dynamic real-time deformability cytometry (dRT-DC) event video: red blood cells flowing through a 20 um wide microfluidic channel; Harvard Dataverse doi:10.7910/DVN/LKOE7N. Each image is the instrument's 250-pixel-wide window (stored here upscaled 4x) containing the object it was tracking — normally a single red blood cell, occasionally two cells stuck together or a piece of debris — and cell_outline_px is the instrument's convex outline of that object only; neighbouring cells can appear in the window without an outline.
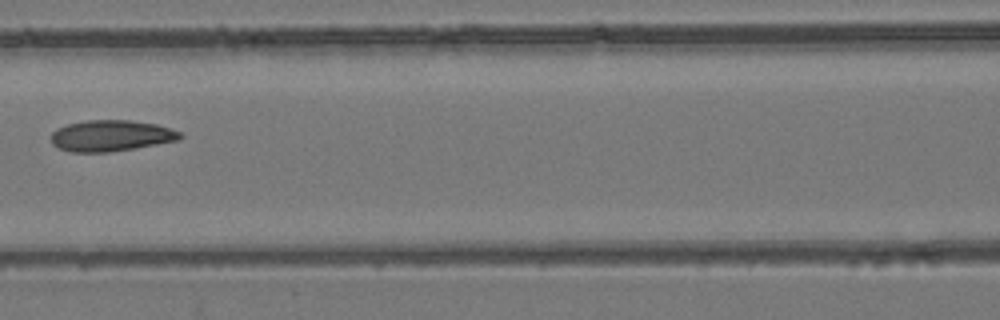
{"species": "common noctule bat (a hibernating species)", "species_latin": "Nyctalus noctula", "temperature_condition": "room temperature", "stored_images_in_passage": 5, "camera_frame_rate_fps": 3000, "um_per_image_px": 0.085, "animal": {"sex": "female", "body_mass_g": 24.6, "forearm_length_mm": 56.2}, "frame": {"image": 1, "passage_image": 5, "time_ms": 4.667, "image_size_px": [1000, 320], "cell_outline_px": [[184, 136], [180, 140], [108, 152], [72, 152], [60, 148], [52, 144], [52, 132], [56, 128], [68, 124], [84, 120], [128, 120], [156, 124], [180, 132]], "centroid_in_image_um": [9.43, 11.53], "position_along_channel_um": 157.2, "area_um2": 23.24}}